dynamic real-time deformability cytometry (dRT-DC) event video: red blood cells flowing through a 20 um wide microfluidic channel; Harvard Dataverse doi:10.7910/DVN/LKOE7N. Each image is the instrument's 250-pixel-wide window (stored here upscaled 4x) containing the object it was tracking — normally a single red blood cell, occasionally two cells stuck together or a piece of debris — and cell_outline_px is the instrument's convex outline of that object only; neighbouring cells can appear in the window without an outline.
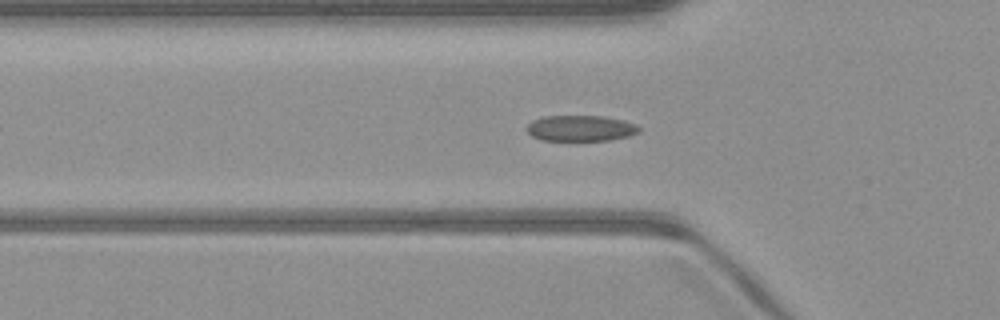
{"species": "common noctule bat (a hibernating species)", "species_latin": "Nyctalus noctula", "temperature_condition": "warm", "stored_images_in_passage": 46, "camera_frame_rate_fps": 3000, "um_per_image_px": 0.085, "animal": {"sex": "male", "body_mass_g": 23.1, "forearm_length_mm": 52.7}, "frame": {"image": 1, "passage_image": 11, "time_ms": 3.333, "image_size_px": [1000, 320], "cell_outline_px": [[640, 132], [628, 136], [608, 140], [540, 140], [532, 136], [524, 128], [532, 120], [544, 116], [604, 116], [624, 120], [636, 124], [640, 128]], "centroid_in_image_um": [49.34, 10.89], "position_along_channel_um": 76.5, "area_um2": 16.99}}
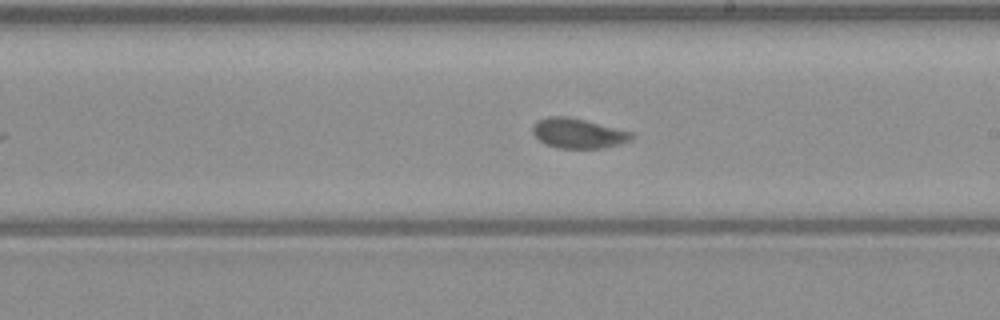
{"frame": {"image": 2, "passage_image": 23, "time_ms": 7.333, "image_size_px": [1000, 320], "cell_outline_px": [[636, 136], [620, 144], [600, 148], [556, 148], [544, 144], [532, 132], [532, 124], [548, 116], [568, 116], [632, 132]], "centroid_in_image_um": [49.11, 11.33], "position_along_channel_um": 239.9, "area_um2": 17.11}}
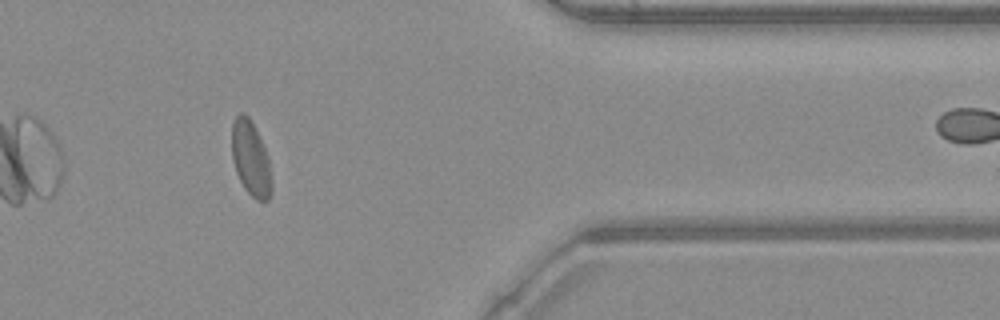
{"frame": {"image": 3, "passage_image": 36, "time_ms": 11.667, "image_size_px": [1000, 320], "cell_outline_px": [[272, 192], [268, 200], [256, 200], [244, 188], [236, 172], [232, 160], [232, 124], [236, 116], [240, 112], [244, 112], [248, 116], [268, 156], [272, 184]], "centroid_in_image_um": [21.3, 13.5], "position_along_channel_um": 390.1, "area_um2": 17.17}, "authors_computed_cell_mechanics": {"area_um2": 17.6579, "velocity_mm_per_s": 4.0566, "shape_relaxation_time_tau1_ms": 3.651, "shape_relaxation_time_tau2_ms": null, "deformation_change_tau1": 0.1217, "deformation_change_tau2": null}}